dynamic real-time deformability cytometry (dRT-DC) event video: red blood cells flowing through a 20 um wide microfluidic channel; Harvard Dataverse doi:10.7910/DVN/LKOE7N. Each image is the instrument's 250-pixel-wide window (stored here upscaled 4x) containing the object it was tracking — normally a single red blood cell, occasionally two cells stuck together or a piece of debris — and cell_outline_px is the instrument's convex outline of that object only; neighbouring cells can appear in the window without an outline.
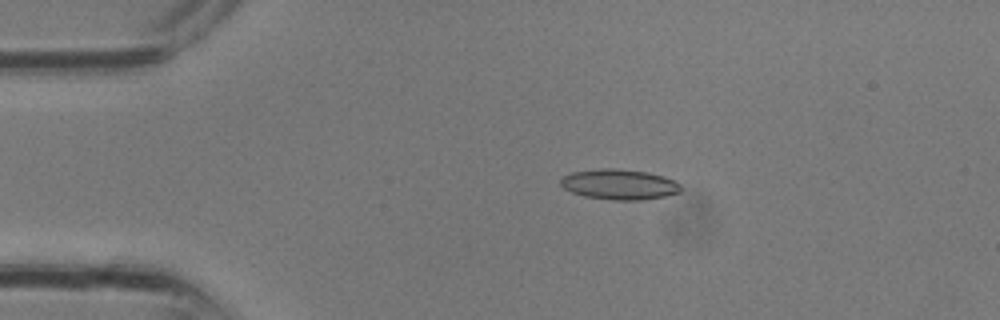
{"species": "common noctule bat (a hibernating species)", "species_latin": "Nyctalus noctula", "temperature_condition": "room temperature", "stored_images_in_passage": 32, "camera_frame_rate_fps": 3000, "um_per_image_px": 0.085, "animal": {"sex": "male", "body_mass_g": 13.3}, "frame": {"image": 1, "passage_image": 7, "time_ms": 2.0, "image_size_px": [1000, 320], "cell_outline_px": [[680, 192], [664, 196], [640, 200], [612, 200], [584, 196], [572, 192], [564, 188], [560, 184], [560, 180], [564, 176], [572, 172], [600, 168], [616, 168], [648, 172], [664, 176], [680, 184]], "centroid_in_image_um": [52.62, 15.67], "position_along_channel_um": 32.4, "area_um2": 21.21}}
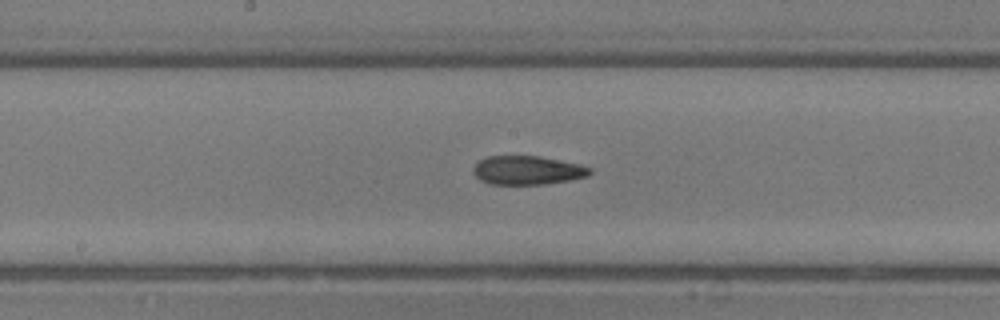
{"frame": {"image": 2, "passage_image": 17, "time_ms": 5.333, "image_size_px": [1000, 320], "cell_outline_px": [[592, 172], [588, 176], [572, 180], [548, 184], [488, 184], [480, 180], [472, 172], [472, 168], [484, 156], [540, 156], [580, 164], [592, 168]], "centroid_in_image_um": [44.84, 14.47], "position_along_channel_um": 203.4, "area_um2": 19.83}}
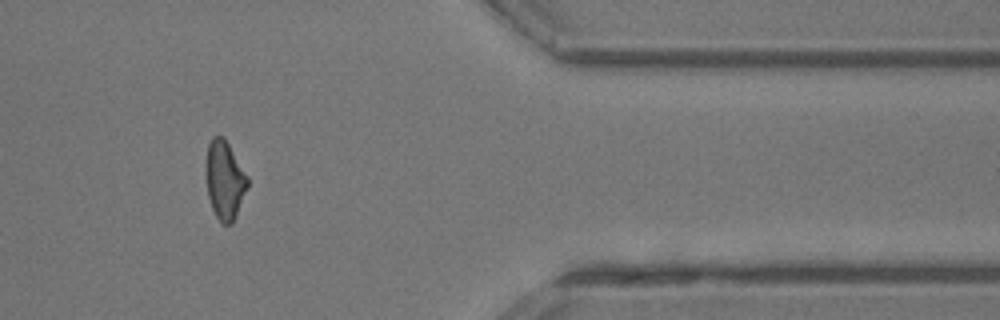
{"frame": {"image": 3, "passage_image": 27, "time_ms": 8.667, "image_size_px": [1000, 320], "cell_outline_px": [[248, 188], [236, 216], [232, 224], [224, 224], [216, 216], [212, 208], [208, 196], [204, 172], [204, 164], [208, 144], [212, 136], [224, 136], [248, 176]], "centroid_in_image_um": [19.08, 15.27], "position_along_channel_um": 392.3, "area_um2": 19.48}}